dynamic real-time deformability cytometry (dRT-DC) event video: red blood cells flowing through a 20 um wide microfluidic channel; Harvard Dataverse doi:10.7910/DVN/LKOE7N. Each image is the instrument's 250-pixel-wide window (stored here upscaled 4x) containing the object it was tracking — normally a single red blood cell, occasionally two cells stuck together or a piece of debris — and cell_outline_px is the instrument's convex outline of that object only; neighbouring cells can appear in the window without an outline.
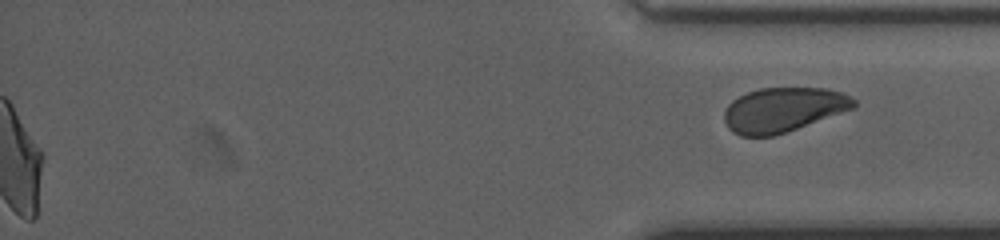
{"species": "human", "species_latin": "Homo sapiens", "temperature_condition": "cold", "stored_images_in_passage": 46, "segment_of_instrument_passage": [2, 2], "camera_frame_rate_fps": 3000, "um_per_image_px": 0.085, "donor": {"sex": "female"}, "frame": {"image": 1, "passage_image": 46, "time_ms": 15.0, "image_size_px": [1000, 240], "cell_outline_px": [[856, 104], [852, 108], [796, 128], [772, 136], [740, 136], [732, 132], [728, 128], [724, 120], [724, 112], [728, 104], [732, 100], [748, 92], [760, 88], [828, 88], [840, 92], [856, 100]], "centroid_in_image_um": [66.51, 9.32], "position_along_channel_um": 368.7, "area_um2": 33.12}}